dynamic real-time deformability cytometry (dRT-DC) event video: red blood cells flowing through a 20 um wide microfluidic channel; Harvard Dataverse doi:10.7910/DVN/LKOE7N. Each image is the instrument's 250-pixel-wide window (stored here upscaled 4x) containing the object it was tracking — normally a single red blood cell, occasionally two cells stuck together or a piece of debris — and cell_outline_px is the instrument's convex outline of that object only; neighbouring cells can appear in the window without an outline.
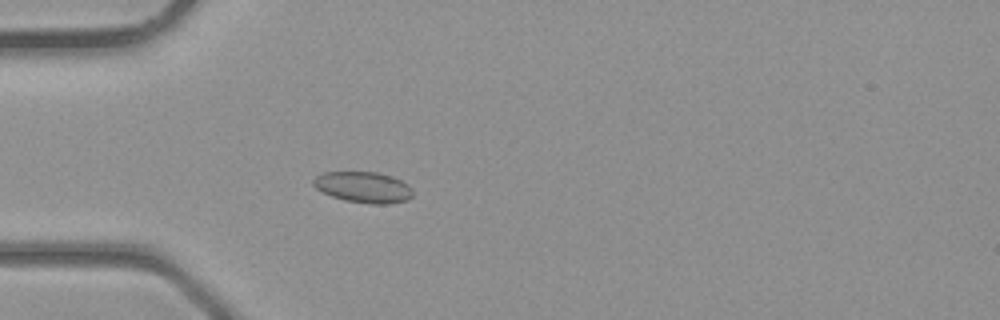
{"species": "common noctule bat (a hibernating species)", "species_latin": "Nyctalus noctula", "temperature_condition": "room temperature", "stored_images_in_passage": 37, "camera_frame_rate_fps": 3000, "um_per_image_px": 0.085, "animal": {"sex": "male", "body_mass_g": 23.1, "forearm_length_mm": 52.7}, "frame": {"image": 1, "passage_image": 9, "time_ms": 2.667, "image_size_px": [1000, 320], "cell_outline_px": [[412, 196], [408, 200], [388, 204], [372, 204], [344, 200], [332, 196], [316, 188], [312, 184], [312, 180], [316, 176], [324, 172], [376, 172], [392, 176], [408, 184], [412, 188]], "centroid_in_image_um": [30.9, 15.91], "position_along_channel_um": 54.1, "area_um2": 17.98}}
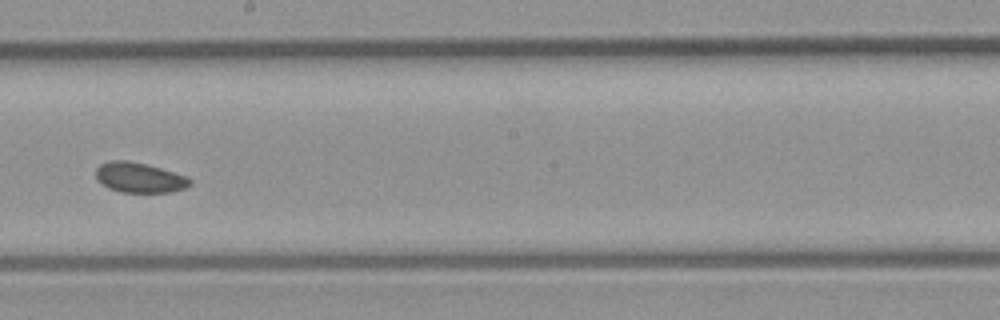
{"frame": {"image": 2, "passage_image": 20, "time_ms": 6.333, "image_size_px": [1000, 320], "cell_outline_px": [[192, 184], [184, 188], [172, 192], [120, 192], [108, 188], [96, 180], [96, 168], [100, 164], [112, 160], [128, 160], [160, 168], [188, 176], [192, 180]], "centroid_in_image_um": [11.85, 15.1], "position_along_channel_um": 236.4, "area_um2": 16.59}}
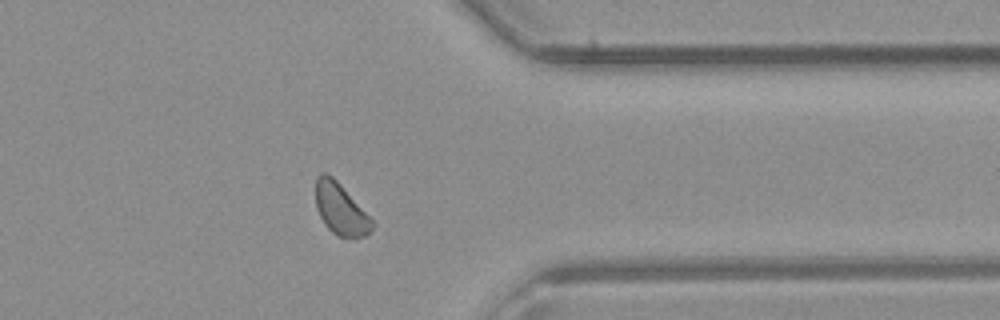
{"frame": {"image": 3, "passage_image": 29, "time_ms": 9.333, "image_size_px": [1000, 320], "cell_outline_px": [[372, 228], [364, 236], [340, 236], [332, 232], [324, 224], [316, 208], [316, 176], [320, 172], [324, 172], [332, 176], [340, 184], [372, 220]], "centroid_in_image_um": [28.89, 17.73], "position_along_channel_um": 382.5, "area_um2": 16.36}}